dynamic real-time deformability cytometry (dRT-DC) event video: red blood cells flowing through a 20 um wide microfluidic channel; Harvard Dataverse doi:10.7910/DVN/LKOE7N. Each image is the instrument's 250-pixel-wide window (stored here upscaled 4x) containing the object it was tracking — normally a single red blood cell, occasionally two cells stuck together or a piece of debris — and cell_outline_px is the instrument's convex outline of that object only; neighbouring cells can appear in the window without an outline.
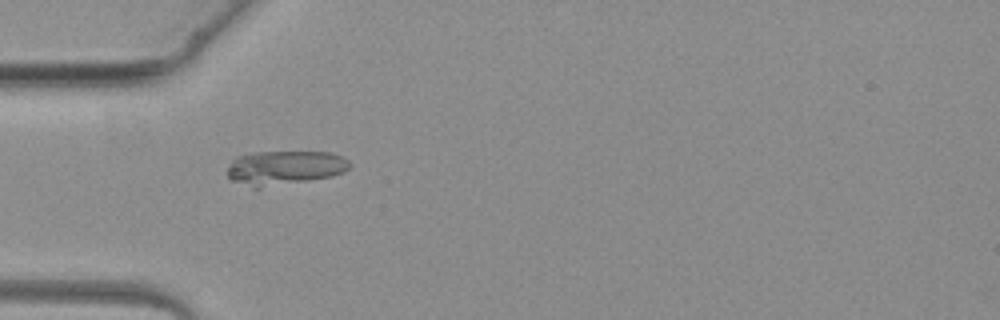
{"species": "common noctule bat (a hibernating species)", "species_latin": "Nyctalus noctula", "temperature_condition": "warm", "stored_images_in_passage": 3, "camera_frame_rate_fps": 3000, "um_per_image_px": 0.085, "animal": {"sex": "female", "body_mass_g": 19.3, "forearm_length_mm": 54.1}, "frame": {"image": 1, "passage_image": 3, "time_ms": 3.333, "image_size_px": [1000, 320], "cell_outline_px": [[352, 164], [344, 172], [332, 176], [260, 188], [252, 188], [232, 180], [228, 176], [228, 168], [232, 160], [236, 156], [248, 152], [332, 152], [344, 156]], "centroid_in_image_um": [24.19, 14.24], "position_along_channel_um": 60.8, "area_um2": 24.57}}